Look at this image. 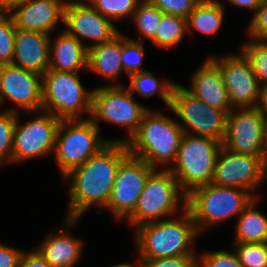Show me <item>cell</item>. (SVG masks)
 <instances>
[{
  "label": "cell",
  "instance_id": "cell-19",
  "mask_svg": "<svg viewBox=\"0 0 267 267\" xmlns=\"http://www.w3.org/2000/svg\"><path fill=\"white\" fill-rule=\"evenodd\" d=\"M190 85L185 89L210 107L227 114L233 110L220 68L210 57L193 73Z\"/></svg>",
  "mask_w": 267,
  "mask_h": 267
},
{
  "label": "cell",
  "instance_id": "cell-41",
  "mask_svg": "<svg viewBox=\"0 0 267 267\" xmlns=\"http://www.w3.org/2000/svg\"><path fill=\"white\" fill-rule=\"evenodd\" d=\"M231 5H234L236 7L246 8L255 10L259 7L261 0H226Z\"/></svg>",
  "mask_w": 267,
  "mask_h": 267
},
{
  "label": "cell",
  "instance_id": "cell-37",
  "mask_svg": "<svg viewBox=\"0 0 267 267\" xmlns=\"http://www.w3.org/2000/svg\"><path fill=\"white\" fill-rule=\"evenodd\" d=\"M248 36L251 39L267 42V0H261L259 7L249 21Z\"/></svg>",
  "mask_w": 267,
  "mask_h": 267
},
{
  "label": "cell",
  "instance_id": "cell-45",
  "mask_svg": "<svg viewBox=\"0 0 267 267\" xmlns=\"http://www.w3.org/2000/svg\"><path fill=\"white\" fill-rule=\"evenodd\" d=\"M112 267V266H111ZM113 267H137V264L135 265V263H118L116 265H114Z\"/></svg>",
  "mask_w": 267,
  "mask_h": 267
},
{
  "label": "cell",
  "instance_id": "cell-32",
  "mask_svg": "<svg viewBox=\"0 0 267 267\" xmlns=\"http://www.w3.org/2000/svg\"><path fill=\"white\" fill-rule=\"evenodd\" d=\"M17 113L10 110L0 112V165L12 163L13 134Z\"/></svg>",
  "mask_w": 267,
  "mask_h": 267
},
{
  "label": "cell",
  "instance_id": "cell-11",
  "mask_svg": "<svg viewBox=\"0 0 267 267\" xmlns=\"http://www.w3.org/2000/svg\"><path fill=\"white\" fill-rule=\"evenodd\" d=\"M266 180L267 165L264 157L237 154L221 147L215 162L212 184L243 188L256 198L261 197L257 189Z\"/></svg>",
  "mask_w": 267,
  "mask_h": 267
},
{
  "label": "cell",
  "instance_id": "cell-42",
  "mask_svg": "<svg viewBox=\"0 0 267 267\" xmlns=\"http://www.w3.org/2000/svg\"><path fill=\"white\" fill-rule=\"evenodd\" d=\"M28 0H0V13H10L15 7Z\"/></svg>",
  "mask_w": 267,
  "mask_h": 267
},
{
  "label": "cell",
  "instance_id": "cell-28",
  "mask_svg": "<svg viewBox=\"0 0 267 267\" xmlns=\"http://www.w3.org/2000/svg\"><path fill=\"white\" fill-rule=\"evenodd\" d=\"M163 12L156 6L142 0L133 13L132 19L134 20L135 27L138 30L140 39H132L135 41H142L155 35V32L161 21Z\"/></svg>",
  "mask_w": 267,
  "mask_h": 267
},
{
  "label": "cell",
  "instance_id": "cell-1",
  "mask_svg": "<svg viewBox=\"0 0 267 267\" xmlns=\"http://www.w3.org/2000/svg\"><path fill=\"white\" fill-rule=\"evenodd\" d=\"M129 155L126 143L109 142L83 165L63 177L68 182V211L66 218L80 219L93 205L97 213L107 205L120 163Z\"/></svg>",
  "mask_w": 267,
  "mask_h": 267
},
{
  "label": "cell",
  "instance_id": "cell-8",
  "mask_svg": "<svg viewBox=\"0 0 267 267\" xmlns=\"http://www.w3.org/2000/svg\"><path fill=\"white\" fill-rule=\"evenodd\" d=\"M222 146L216 139L183 134L176 160L169 170L186 194L211 183Z\"/></svg>",
  "mask_w": 267,
  "mask_h": 267
},
{
  "label": "cell",
  "instance_id": "cell-6",
  "mask_svg": "<svg viewBox=\"0 0 267 267\" xmlns=\"http://www.w3.org/2000/svg\"><path fill=\"white\" fill-rule=\"evenodd\" d=\"M112 138L105 139L90 118L62 119L56 133L53 157L63 178L96 155Z\"/></svg>",
  "mask_w": 267,
  "mask_h": 267
},
{
  "label": "cell",
  "instance_id": "cell-24",
  "mask_svg": "<svg viewBox=\"0 0 267 267\" xmlns=\"http://www.w3.org/2000/svg\"><path fill=\"white\" fill-rule=\"evenodd\" d=\"M256 197L236 218L234 243H267V216L256 207Z\"/></svg>",
  "mask_w": 267,
  "mask_h": 267
},
{
  "label": "cell",
  "instance_id": "cell-16",
  "mask_svg": "<svg viewBox=\"0 0 267 267\" xmlns=\"http://www.w3.org/2000/svg\"><path fill=\"white\" fill-rule=\"evenodd\" d=\"M6 100L14 103L12 112L42 111V75L12 64L0 66V106Z\"/></svg>",
  "mask_w": 267,
  "mask_h": 267
},
{
  "label": "cell",
  "instance_id": "cell-15",
  "mask_svg": "<svg viewBox=\"0 0 267 267\" xmlns=\"http://www.w3.org/2000/svg\"><path fill=\"white\" fill-rule=\"evenodd\" d=\"M267 119L257 108H233L227 115L222 145L243 155L264 157V129Z\"/></svg>",
  "mask_w": 267,
  "mask_h": 267
},
{
  "label": "cell",
  "instance_id": "cell-35",
  "mask_svg": "<svg viewBox=\"0 0 267 267\" xmlns=\"http://www.w3.org/2000/svg\"><path fill=\"white\" fill-rule=\"evenodd\" d=\"M197 267H242L236 253L226 250L204 251L198 254Z\"/></svg>",
  "mask_w": 267,
  "mask_h": 267
},
{
  "label": "cell",
  "instance_id": "cell-40",
  "mask_svg": "<svg viewBox=\"0 0 267 267\" xmlns=\"http://www.w3.org/2000/svg\"><path fill=\"white\" fill-rule=\"evenodd\" d=\"M31 252H24L19 267H51L34 247Z\"/></svg>",
  "mask_w": 267,
  "mask_h": 267
},
{
  "label": "cell",
  "instance_id": "cell-12",
  "mask_svg": "<svg viewBox=\"0 0 267 267\" xmlns=\"http://www.w3.org/2000/svg\"><path fill=\"white\" fill-rule=\"evenodd\" d=\"M38 113L40 115L23 124H20V114L17 113L13 134L12 164L41 158L44 155H53L61 119L44 111Z\"/></svg>",
  "mask_w": 267,
  "mask_h": 267
},
{
  "label": "cell",
  "instance_id": "cell-17",
  "mask_svg": "<svg viewBox=\"0 0 267 267\" xmlns=\"http://www.w3.org/2000/svg\"><path fill=\"white\" fill-rule=\"evenodd\" d=\"M64 31L76 37L82 44L89 39L87 49L110 42L120 32L114 23L97 12L89 3L66 1L64 7Z\"/></svg>",
  "mask_w": 267,
  "mask_h": 267
},
{
  "label": "cell",
  "instance_id": "cell-10",
  "mask_svg": "<svg viewBox=\"0 0 267 267\" xmlns=\"http://www.w3.org/2000/svg\"><path fill=\"white\" fill-rule=\"evenodd\" d=\"M169 109L176 119L178 117L181 120L182 123L178 121V124L184 133L216 139L223 143L228 115L225 111L210 107L179 83L173 87Z\"/></svg>",
  "mask_w": 267,
  "mask_h": 267
},
{
  "label": "cell",
  "instance_id": "cell-9",
  "mask_svg": "<svg viewBox=\"0 0 267 267\" xmlns=\"http://www.w3.org/2000/svg\"><path fill=\"white\" fill-rule=\"evenodd\" d=\"M134 95L124 86H101L92 89L90 119L99 128L100 120L127 128L128 135L114 140L126 143L137 131L144 114L149 110L135 101Z\"/></svg>",
  "mask_w": 267,
  "mask_h": 267
},
{
  "label": "cell",
  "instance_id": "cell-14",
  "mask_svg": "<svg viewBox=\"0 0 267 267\" xmlns=\"http://www.w3.org/2000/svg\"><path fill=\"white\" fill-rule=\"evenodd\" d=\"M210 58L220 68L232 108H257L262 87L245 55L240 52Z\"/></svg>",
  "mask_w": 267,
  "mask_h": 267
},
{
  "label": "cell",
  "instance_id": "cell-5",
  "mask_svg": "<svg viewBox=\"0 0 267 267\" xmlns=\"http://www.w3.org/2000/svg\"><path fill=\"white\" fill-rule=\"evenodd\" d=\"M254 198L243 188L210 183L187 194L186 209L200 233L203 229L211 228L233 215L238 217Z\"/></svg>",
  "mask_w": 267,
  "mask_h": 267
},
{
  "label": "cell",
  "instance_id": "cell-4",
  "mask_svg": "<svg viewBox=\"0 0 267 267\" xmlns=\"http://www.w3.org/2000/svg\"><path fill=\"white\" fill-rule=\"evenodd\" d=\"M187 194L169 169H155L148 177L134 211L126 218L137 226L175 217L186 209ZM182 209H181V208Z\"/></svg>",
  "mask_w": 267,
  "mask_h": 267
},
{
  "label": "cell",
  "instance_id": "cell-18",
  "mask_svg": "<svg viewBox=\"0 0 267 267\" xmlns=\"http://www.w3.org/2000/svg\"><path fill=\"white\" fill-rule=\"evenodd\" d=\"M66 0H28L9 14L15 27L26 31L50 34L63 23Z\"/></svg>",
  "mask_w": 267,
  "mask_h": 267
},
{
  "label": "cell",
  "instance_id": "cell-38",
  "mask_svg": "<svg viewBox=\"0 0 267 267\" xmlns=\"http://www.w3.org/2000/svg\"><path fill=\"white\" fill-rule=\"evenodd\" d=\"M198 255L172 256L158 259L138 258L137 267H197Z\"/></svg>",
  "mask_w": 267,
  "mask_h": 267
},
{
  "label": "cell",
  "instance_id": "cell-21",
  "mask_svg": "<svg viewBox=\"0 0 267 267\" xmlns=\"http://www.w3.org/2000/svg\"><path fill=\"white\" fill-rule=\"evenodd\" d=\"M50 34L16 28L12 65L42 75L49 68Z\"/></svg>",
  "mask_w": 267,
  "mask_h": 267
},
{
  "label": "cell",
  "instance_id": "cell-39",
  "mask_svg": "<svg viewBox=\"0 0 267 267\" xmlns=\"http://www.w3.org/2000/svg\"><path fill=\"white\" fill-rule=\"evenodd\" d=\"M24 251L0 242V267H19Z\"/></svg>",
  "mask_w": 267,
  "mask_h": 267
},
{
  "label": "cell",
  "instance_id": "cell-29",
  "mask_svg": "<svg viewBox=\"0 0 267 267\" xmlns=\"http://www.w3.org/2000/svg\"><path fill=\"white\" fill-rule=\"evenodd\" d=\"M251 64L252 71L262 88L267 87V42H260L254 39L245 42L241 48Z\"/></svg>",
  "mask_w": 267,
  "mask_h": 267
},
{
  "label": "cell",
  "instance_id": "cell-25",
  "mask_svg": "<svg viewBox=\"0 0 267 267\" xmlns=\"http://www.w3.org/2000/svg\"><path fill=\"white\" fill-rule=\"evenodd\" d=\"M225 14L218 0H202L187 18L188 31L197 30L205 35H216L221 29Z\"/></svg>",
  "mask_w": 267,
  "mask_h": 267
},
{
  "label": "cell",
  "instance_id": "cell-2",
  "mask_svg": "<svg viewBox=\"0 0 267 267\" xmlns=\"http://www.w3.org/2000/svg\"><path fill=\"white\" fill-rule=\"evenodd\" d=\"M133 229L138 258L198 255L193 248V242L200 233L187 209L172 219L144 223Z\"/></svg>",
  "mask_w": 267,
  "mask_h": 267
},
{
  "label": "cell",
  "instance_id": "cell-34",
  "mask_svg": "<svg viewBox=\"0 0 267 267\" xmlns=\"http://www.w3.org/2000/svg\"><path fill=\"white\" fill-rule=\"evenodd\" d=\"M15 30L12 16L9 13H0V66L12 64Z\"/></svg>",
  "mask_w": 267,
  "mask_h": 267
},
{
  "label": "cell",
  "instance_id": "cell-20",
  "mask_svg": "<svg viewBox=\"0 0 267 267\" xmlns=\"http://www.w3.org/2000/svg\"><path fill=\"white\" fill-rule=\"evenodd\" d=\"M78 221L80 220L66 218L63 231L54 233L50 231L42 244L36 247L51 267H74L80 261L83 241L74 237L69 231L72 227H76Z\"/></svg>",
  "mask_w": 267,
  "mask_h": 267
},
{
  "label": "cell",
  "instance_id": "cell-26",
  "mask_svg": "<svg viewBox=\"0 0 267 267\" xmlns=\"http://www.w3.org/2000/svg\"><path fill=\"white\" fill-rule=\"evenodd\" d=\"M128 78L130 83L127 88L132 94L137 93L142 98H150L157 94L163 103L170 107L172 90L176 84L175 81L163 78L158 80L152 72L147 70L131 74Z\"/></svg>",
  "mask_w": 267,
  "mask_h": 267
},
{
  "label": "cell",
  "instance_id": "cell-3",
  "mask_svg": "<svg viewBox=\"0 0 267 267\" xmlns=\"http://www.w3.org/2000/svg\"><path fill=\"white\" fill-rule=\"evenodd\" d=\"M183 134L178 120L149 109L126 145L129 154L143 159L151 167L169 169L176 160Z\"/></svg>",
  "mask_w": 267,
  "mask_h": 267
},
{
  "label": "cell",
  "instance_id": "cell-43",
  "mask_svg": "<svg viewBox=\"0 0 267 267\" xmlns=\"http://www.w3.org/2000/svg\"><path fill=\"white\" fill-rule=\"evenodd\" d=\"M258 108L261 110V112L267 119V87L262 88L261 96H260V103H259Z\"/></svg>",
  "mask_w": 267,
  "mask_h": 267
},
{
  "label": "cell",
  "instance_id": "cell-36",
  "mask_svg": "<svg viewBox=\"0 0 267 267\" xmlns=\"http://www.w3.org/2000/svg\"><path fill=\"white\" fill-rule=\"evenodd\" d=\"M165 14L187 19L189 14L202 0H146Z\"/></svg>",
  "mask_w": 267,
  "mask_h": 267
},
{
  "label": "cell",
  "instance_id": "cell-22",
  "mask_svg": "<svg viewBox=\"0 0 267 267\" xmlns=\"http://www.w3.org/2000/svg\"><path fill=\"white\" fill-rule=\"evenodd\" d=\"M54 40L52 34L49 43V68L59 72L78 73L87 70L88 49L76 37L64 30Z\"/></svg>",
  "mask_w": 267,
  "mask_h": 267
},
{
  "label": "cell",
  "instance_id": "cell-33",
  "mask_svg": "<svg viewBox=\"0 0 267 267\" xmlns=\"http://www.w3.org/2000/svg\"><path fill=\"white\" fill-rule=\"evenodd\" d=\"M242 267H267V243H234Z\"/></svg>",
  "mask_w": 267,
  "mask_h": 267
},
{
  "label": "cell",
  "instance_id": "cell-23",
  "mask_svg": "<svg viewBox=\"0 0 267 267\" xmlns=\"http://www.w3.org/2000/svg\"><path fill=\"white\" fill-rule=\"evenodd\" d=\"M121 53L122 32L110 42L95 45L88 49L87 70L107 79L110 83L109 86H122L121 83L119 84L116 81L124 71L120 59Z\"/></svg>",
  "mask_w": 267,
  "mask_h": 267
},
{
  "label": "cell",
  "instance_id": "cell-31",
  "mask_svg": "<svg viewBox=\"0 0 267 267\" xmlns=\"http://www.w3.org/2000/svg\"><path fill=\"white\" fill-rule=\"evenodd\" d=\"M145 47L142 41H135L122 33L121 63L126 76L144 71L142 68Z\"/></svg>",
  "mask_w": 267,
  "mask_h": 267
},
{
  "label": "cell",
  "instance_id": "cell-44",
  "mask_svg": "<svg viewBox=\"0 0 267 267\" xmlns=\"http://www.w3.org/2000/svg\"><path fill=\"white\" fill-rule=\"evenodd\" d=\"M264 161L267 165V122L264 129Z\"/></svg>",
  "mask_w": 267,
  "mask_h": 267
},
{
  "label": "cell",
  "instance_id": "cell-7",
  "mask_svg": "<svg viewBox=\"0 0 267 267\" xmlns=\"http://www.w3.org/2000/svg\"><path fill=\"white\" fill-rule=\"evenodd\" d=\"M80 75L47 69L42 74V111L59 119H84L91 115L92 90L85 89Z\"/></svg>",
  "mask_w": 267,
  "mask_h": 267
},
{
  "label": "cell",
  "instance_id": "cell-13",
  "mask_svg": "<svg viewBox=\"0 0 267 267\" xmlns=\"http://www.w3.org/2000/svg\"><path fill=\"white\" fill-rule=\"evenodd\" d=\"M155 170L146 161L129 154L117 170L105 210L116 220L126 219L135 209L149 175Z\"/></svg>",
  "mask_w": 267,
  "mask_h": 267
},
{
  "label": "cell",
  "instance_id": "cell-30",
  "mask_svg": "<svg viewBox=\"0 0 267 267\" xmlns=\"http://www.w3.org/2000/svg\"><path fill=\"white\" fill-rule=\"evenodd\" d=\"M142 0H87L97 12L112 22L132 17Z\"/></svg>",
  "mask_w": 267,
  "mask_h": 267
},
{
  "label": "cell",
  "instance_id": "cell-27",
  "mask_svg": "<svg viewBox=\"0 0 267 267\" xmlns=\"http://www.w3.org/2000/svg\"><path fill=\"white\" fill-rule=\"evenodd\" d=\"M187 32V19L163 13L155 35L150 40L152 45L170 50L183 42Z\"/></svg>",
  "mask_w": 267,
  "mask_h": 267
}]
</instances>
